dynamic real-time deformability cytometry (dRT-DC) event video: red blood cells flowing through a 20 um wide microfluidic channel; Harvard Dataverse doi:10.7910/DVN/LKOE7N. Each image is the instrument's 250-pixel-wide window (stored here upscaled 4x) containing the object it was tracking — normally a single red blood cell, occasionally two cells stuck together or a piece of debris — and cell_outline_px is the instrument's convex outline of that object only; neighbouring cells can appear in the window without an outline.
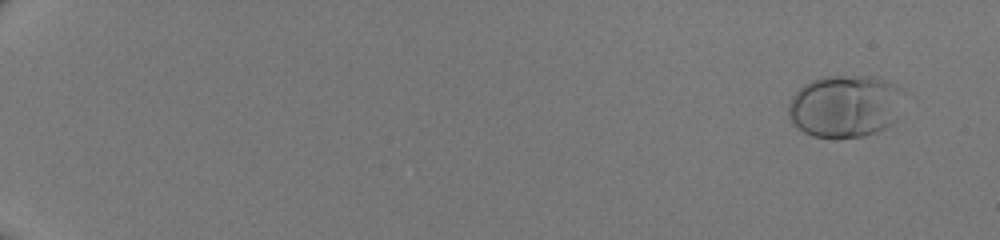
{"species": "human", "species_latin": "Homo sapiens", "temperature_condition": "room temperature", "stored_images_in_passage": 52, "camera_frame_rate_fps": 3000, "um_per_image_px": 0.085, "donor": {"sex": "male"}, "frame": {"image": 1, "passage_image": 4, "time_ms": 1.0, "image_size_px": [1000, 240], "cell_outline_px": [[896, 88], [888, 124], [884, 128], [876, 132], [864, 136], [812, 136], [804, 132], [792, 120], [788, 112], [788, 104], [792, 96], [804, 84], [812, 80], [824, 76], [872, 76], [884, 80], [892, 84]], "centroid_in_image_um": [71.62, 9.0], "position_along_channel_um": 13.4, "area_um2": 39.48}}
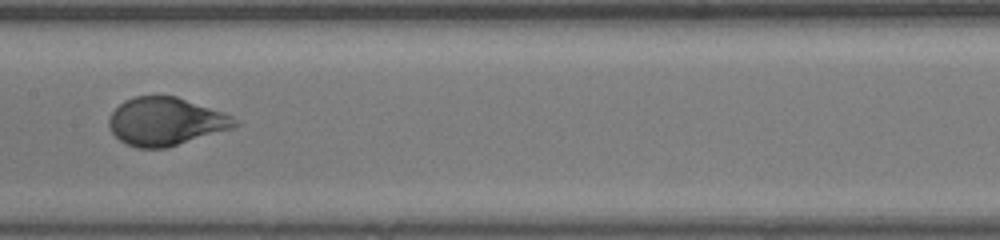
{"frame": {"image": 2, "passage_image": 31, "time_ms": 10.0, "image_size_px": [1000, 240], "cell_outline_px": [[240, 124], [232, 128], [164, 148], [136, 148], [120, 140], [112, 132], [108, 124], [108, 120], [112, 112], [124, 100], [136, 96], [176, 96], [224, 112], [232, 116]], "centroid_in_image_um": [14.07, 10.32], "position_along_channel_um": 193.3, "area_um2": 34.85}}
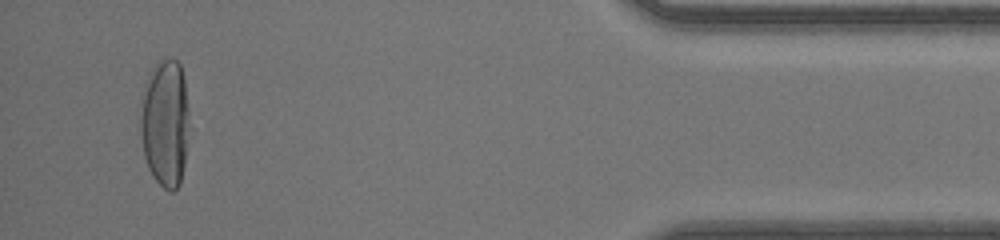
{"frame": {"image": 3, "passage_image": 50, "time_ms": 16.333, "image_size_px": [1000, 240], "cell_outline_px": [[188, 112], [184, 164], [180, 184], [172, 192], [168, 192], [152, 176], [148, 168], [144, 156], [140, 132], [140, 120], [144, 84], [156, 64], [160, 60], [176, 60], [180, 64], [184, 76], [188, 108]], "centroid_in_image_um": [14.02, 10.48], "position_along_channel_um": 421.2, "area_um2": 35.95}}